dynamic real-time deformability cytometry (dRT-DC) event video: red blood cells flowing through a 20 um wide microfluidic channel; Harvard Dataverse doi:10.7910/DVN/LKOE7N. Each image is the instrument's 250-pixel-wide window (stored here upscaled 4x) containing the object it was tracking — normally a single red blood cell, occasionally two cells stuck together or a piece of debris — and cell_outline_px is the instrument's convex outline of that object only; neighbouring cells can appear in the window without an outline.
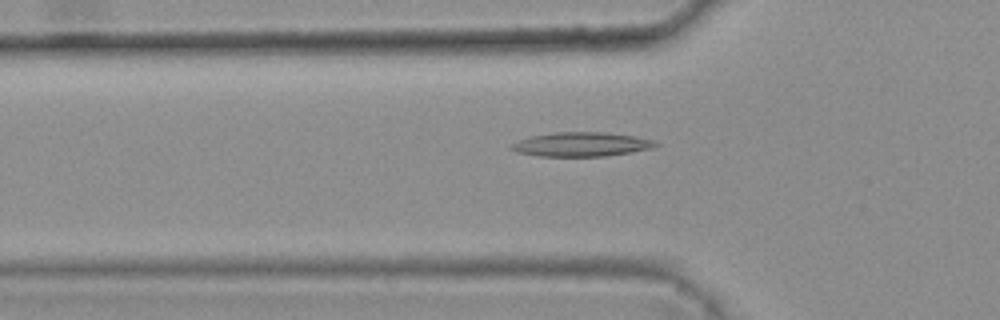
{"species": "common noctule bat (a hibernating species)", "species_latin": "Nyctalus noctula", "temperature_condition": "warm", "stored_images_in_passage": 47, "camera_frame_rate_fps": 3000, "um_per_image_px": 0.085, "animal": {"sex": "female", "body_mass_g": 25.1}, "frame": {"image": 1, "passage_image": 17, "time_ms": 5.333, "image_size_px": [1000, 320], "cell_outline_px": [[660, 144], [652, 148], [632, 152], [604, 156], [536, 156], [516, 152], [508, 148], [508, 144], [528, 136], [552, 132], [604, 132], [632, 136], [656, 140]], "centroid_in_image_um": [49.34, 12.26], "position_along_channel_um": 76.5, "area_um2": 20.63}}
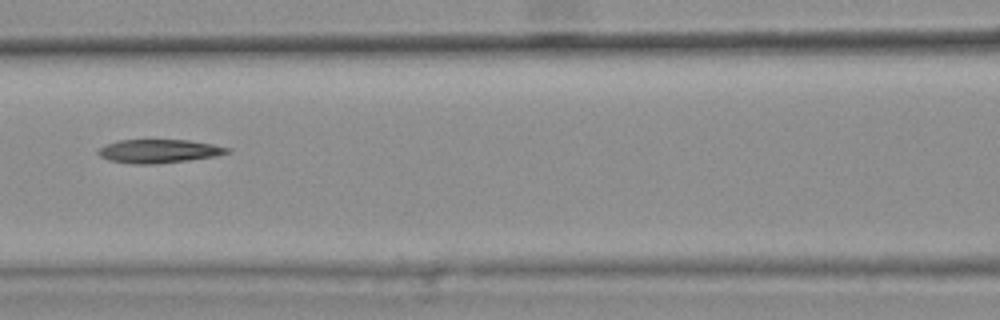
{"frame": {"image": 2, "passage_image": 23, "time_ms": 7.333, "image_size_px": [1000, 320], "cell_outline_px": [[232, 152], [216, 156], [188, 160], [152, 164], [136, 164], [108, 160], [100, 156], [96, 152], [96, 148], [120, 140], [188, 140], [212, 144], [232, 148]], "centroid_in_image_um": [13.51, 12.84], "position_along_channel_um": 153.1, "area_um2": 17.74}}
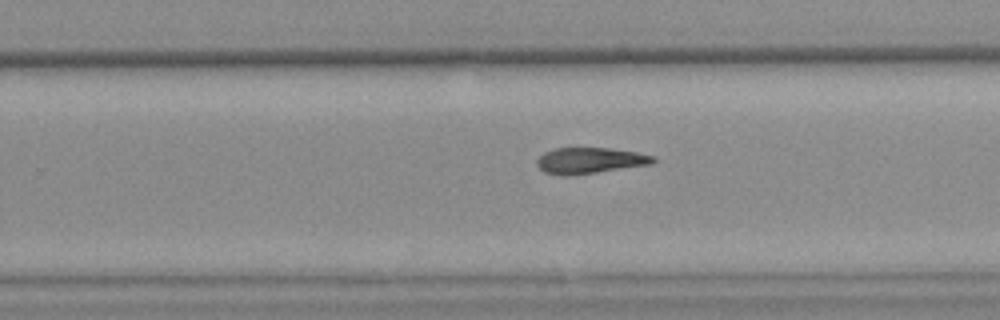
{"frame": {"image": 3, "passage_image": 33, "time_ms": 10.667, "image_size_px": [1000, 320], "cell_outline_px": [[656, 160], [652, 164], [596, 172], [564, 176], [544, 172], [536, 164], [536, 160], [544, 152], [552, 148], [608, 148], [636, 152], [656, 156]], "centroid_in_image_um": [50.13, 13.64], "position_along_channel_um": 279.7, "area_um2": 17.57}}